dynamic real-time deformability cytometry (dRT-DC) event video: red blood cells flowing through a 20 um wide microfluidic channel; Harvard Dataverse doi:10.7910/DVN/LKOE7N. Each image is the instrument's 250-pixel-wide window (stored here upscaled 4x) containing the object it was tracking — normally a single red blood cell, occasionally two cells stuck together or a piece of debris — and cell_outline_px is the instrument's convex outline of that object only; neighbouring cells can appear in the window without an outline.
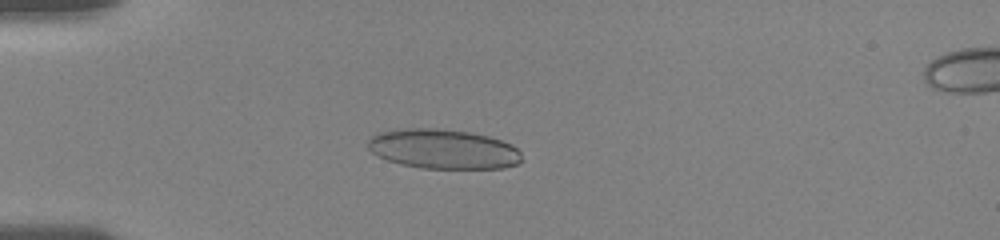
{"species": "human", "species_latin": "Homo sapiens", "temperature_condition": "room temperature", "stored_images_in_passage": 37, "camera_frame_rate_fps": 3000, "um_per_image_px": 0.085, "donor": {"sex": "female"}, "frame": {"image": 1, "passage_image": 6, "time_ms": 5.0, "image_size_px": [1000, 240], "cell_outline_px": [[524, 160], [516, 164], [504, 168], [424, 168], [400, 164], [388, 160], [372, 152], [368, 148], [368, 140], [372, 136], [380, 132], [404, 128], [436, 128], [468, 132], [488, 136], [512, 144], [520, 152]], "centroid_in_image_um": [37.69, 12.67], "position_along_channel_um": 47.3, "area_um2": 35.43}}
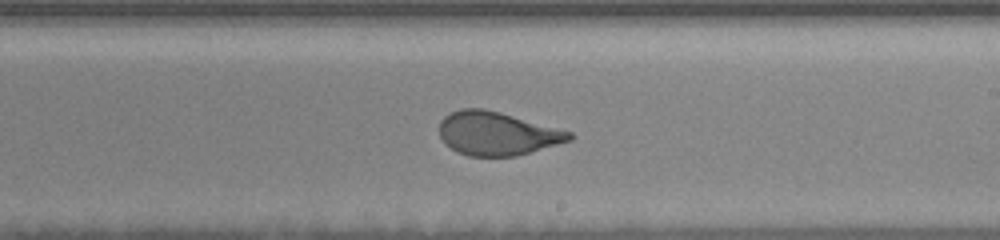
{"frame": {"image": 2, "passage_image": 20, "time_ms": 11.0, "image_size_px": [1000, 240], "cell_outline_px": [[572, 140], [516, 156], [468, 156], [456, 152], [444, 144], [440, 136], [440, 120], [444, 116], [460, 108], [484, 108], [500, 112], [572, 132]], "centroid_in_image_um": [42.21, 11.35], "position_along_channel_um": 246.8, "area_um2": 32.95}}
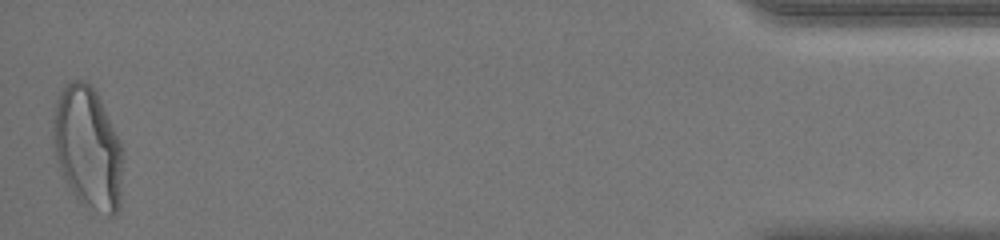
{"frame": {"image": 3, "passage_image": 37, "time_ms": 18.0, "image_size_px": [1000, 240], "cell_outline_px": [[120, 208], [112, 216], [108, 216], [80, 200], [72, 192], [64, 180], [56, 156], [52, 136], [52, 124], [56, 100], [64, 84], [72, 80], [84, 80], [96, 92], [120, 140]], "centroid_in_image_um": [7.42, 12.52], "position_along_channel_um": 427.8, "area_um2": 48.78}, "authors_computed_cell_mechanics": {"area_um2": 35.4314, "velocity_mm_per_s": 3.6961, "shape_relaxation_time_tau1_ms": 5.1712, "shape_relaxation_time_tau2_ms": null, "deformation_change_tau1": 0.1846, "deformation_change_tau2": null}}